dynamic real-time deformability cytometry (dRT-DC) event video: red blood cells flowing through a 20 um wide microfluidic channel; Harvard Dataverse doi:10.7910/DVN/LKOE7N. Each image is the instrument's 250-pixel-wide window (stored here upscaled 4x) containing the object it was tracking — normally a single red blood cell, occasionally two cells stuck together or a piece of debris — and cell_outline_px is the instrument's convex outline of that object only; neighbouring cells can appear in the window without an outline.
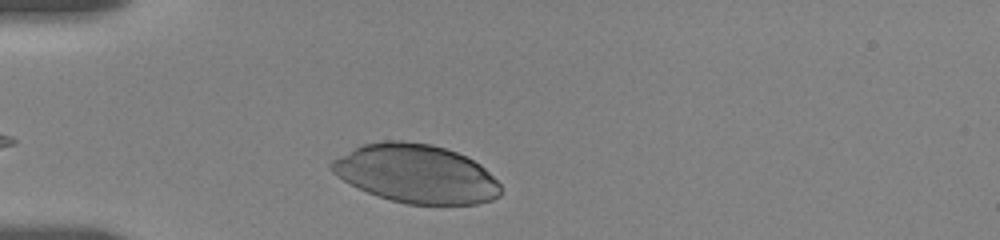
{"species": "human", "species_latin": "Homo sapiens", "temperature_condition": "room temperature", "stored_images_in_passage": 19, "camera_frame_rate_fps": 3000, "um_per_image_px": 0.085, "donor": {"sex": "female"}, "frame": {"image": 1, "passage_image": 2, "time_ms": 0.667, "image_size_px": [1000, 240], "cell_outline_px": [[500, 196], [492, 200], [476, 204], [408, 204], [392, 200], [368, 192], [344, 180], [332, 172], [328, 168], [328, 164], [332, 160], [364, 144], [384, 140], [400, 140], [432, 144], [456, 152], [480, 164], [500, 184]], "centroid_in_image_um": [35.37, 14.76], "position_along_channel_um": 49.6, "area_um2": 57.22}}
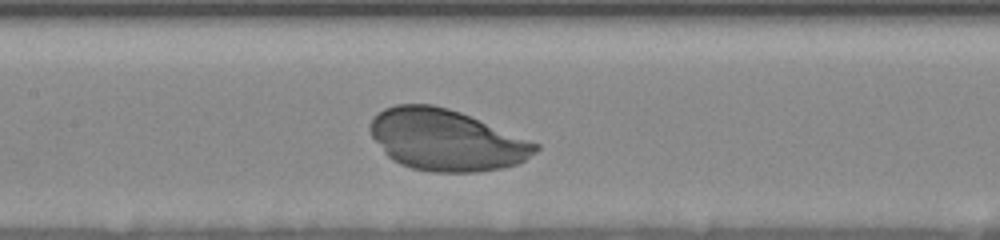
{"frame": {"image": 2, "passage_image": 12, "time_ms": 4.667, "image_size_px": [1000, 240], "cell_outline_px": [[540, 148], [536, 152], [524, 160], [516, 164], [504, 168], [476, 172], [432, 172], [412, 168], [400, 164], [392, 160], [384, 152], [372, 136], [368, 128], [372, 120], [384, 108], [396, 104], [432, 104], [448, 108], [460, 112], [540, 144]], "centroid_in_image_um": [37.92, 11.91], "position_along_channel_um": 169.5, "area_um2": 58.84}}
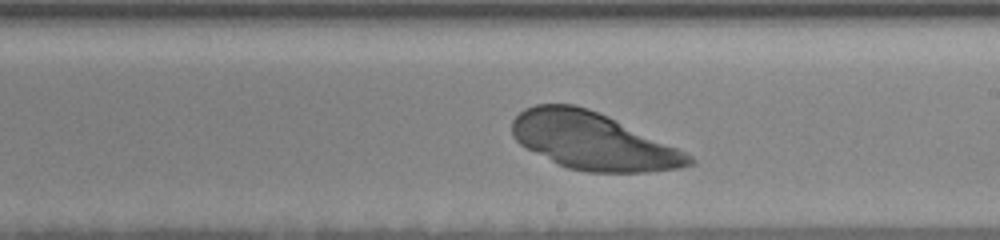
{"frame": {"image": 3, "passage_image": 17, "time_ms": 6.667, "image_size_px": [1000, 240], "cell_outline_px": [[696, 164], [680, 168], [648, 172], [584, 172], [568, 168], [520, 144], [512, 136], [512, 120], [524, 108], [536, 104], [572, 104], [588, 108], [608, 116], [676, 148], [692, 156], [696, 160]], "centroid_in_image_um": [50.39, 11.99], "position_along_channel_um": 238.6, "area_um2": 58.32}}